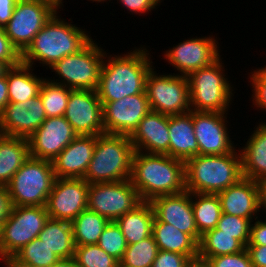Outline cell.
<instances>
[{
    "label": "cell",
    "instance_id": "obj_1",
    "mask_svg": "<svg viewBox=\"0 0 266 267\" xmlns=\"http://www.w3.org/2000/svg\"><path fill=\"white\" fill-rule=\"evenodd\" d=\"M142 201L186 190L185 162L165 154L135 151L130 177Z\"/></svg>",
    "mask_w": 266,
    "mask_h": 267
},
{
    "label": "cell",
    "instance_id": "obj_2",
    "mask_svg": "<svg viewBox=\"0 0 266 267\" xmlns=\"http://www.w3.org/2000/svg\"><path fill=\"white\" fill-rule=\"evenodd\" d=\"M145 50L136 49L124 57L112 56L108 63L103 61L96 89L102 104L146 93V79L152 65Z\"/></svg>",
    "mask_w": 266,
    "mask_h": 267
},
{
    "label": "cell",
    "instance_id": "obj_3",
    "mask_svg": "<svg viewBox=\"0 0 266 267\" xmlns=\"http://www.w3.org/2000/svg\"><path fill=\"white\" fill-rule=\"evenodd\" d=\"M55 13L21 54V62L32 67L33 60L49 68L65 56L75 54L91 40L85 31L58 19ZM42 61V62H41Z\"/></svg>",
    "mask_w": 266,
    "mask_h": 267
},
{
    "label": "cell",
    "instance_id": "obj_4",
    "mask_svg": "<svg viewBox=\"0 0 266 267\" xmlns=\"http://www.w3.org/2000/svg\"><path fill=\"white\" fill-rule=\"evenodd\" d=\"M238 152L224 155H196L185 162V186L191 193L217 194L242 177Z\"/></svg>",
    "mask_w": 266,
    "mask_h": 267
},
{
    "label": "cell",
    "instance_id": "obj_5",
    "mask_svg": "<svg viewBox=\"0 0 266 267\" xmlns=\"http://www.w3.org/2000/svg\"><path fill=\"white\" fill-rule=\"evenodd\" d=\"M134 152L128 135H97L93 157L83 179L89 184L130 179Z\"/></svg>",
    "mask_w": 266,
    "mask_h": 267
},
{
    "label": "cell",
    "instance_id": "obj_6",
    "mask_svg": "<svg viewBox=\"0 0 266 267\" xmlns=\"http://www.w3.org/2000/svg\"><path fill=\"white\" fill-rule=\"evenodd\" d=\"M55 180L51 161L29 159L6 185L12 206H46Z\"/></svg>",
    "mask_w": 266,
    "mask_h": 267
},
{
    "label": "cell",
    "instance_id": "obj_7",
    "mask_svg": "<svg viewBox=\"0 0 266 267\" xmlns=\"http://www.w3.org/2000/svg\"><path fill=\"white\" fill-rule=\"evenodd\" d=\"M220 60L219 57L212 64L195 70L187 76L191 110L226 113L232 91L229 81L225 79L222 72Z\"/></svg>",
    "mask_w": 266,
    "mask_h": 267
},
{
    "label": "cell",
    "instance_id": "obj_8",
    "mask_svg": "<svg viewBox=\"0 0 266 267\" xmlns=\"http://www.w3.org/2000/svg\"><path fill=\"white\" fill-rule=\"evenodd\" d=\"M49 219L46 206H12L1 225V259L8 262L20 249L38 238Z\"/></svg>",
    "mask_w": 266,
    "mask_h": 267
},
{
    "label": "cell",
    "instance_id": "obj_9",
    "mask_svg": "<svg viewBox=\"0 0 266 267\" xmlns=\"http://www.w3.org/2000/svg\"><path fill=\"white\" fill-rule=\"evenodd\" d=\"M99 48L91 40L79 52L65 56L56 62L50 68L63 78L64 83L57 80L55 83L69 87L71 90H96L105 57L102 49Z\"/></svg>",
    "mask_w": 266,
    "mask_h": 267
},
{
    "label": "cell",
    "instance_id": "obj_10",
    "mask_svg": "<svg viewBox=\"0 0 266 267\" xmlns=\"http://www.w3.org/2000/svg\"><path fill=\"white\" fill-rule=\"evenodd\" d=\"M153 70L152 68L148 73L145 88L150 109L167 115L190 112V91L187 76H156Z\"/></svg>",
    "mask_w": 266,
    "mask_h": 267
},
{
    "label": "cell",
    "instance_id": "obj_11",
    "mask_svg": "<svg viewBox=\"0 0 266 267\" xmlns=\"http://www.w3.org/2000/svg\"><path fill=\"white\" fill-rule=\"evenodd\" d=\"M57 10L41 0H18L4 27L13 46L22 54Z\"/></svg>",
    "mask_w": 266,
    "mask_h": 267
},
{
    "label": "cell",
    "instance_id": "obj_12",
    "mask_svg": "<svg viewBox=\"0 0 266 267\" xmlns=\"http://www.w3.org/2000/svg\"><path fill=\"white\" fill-rule=\"evenodd\" d=\"M131 180L89 184L88 208L109 221H115L142 203Z\"/></svg>",
    "mask_w": 266,
    "mask_h": 267
},
{
    "label": "cell",
    "instance_id": "obj_13",
    "mask_svg": "<svg viewBox=\"0 0 266 267\" xmlns=\"http://www.w3.org/2000/svg\"><path fill=\"white\" fill-rule=\"evenodd\" d=\"M88 187L83 178H55L46 204L49 218L72 222L88 208Z\"/></svg>",
    "mask_w": 266,
    "mask_h": 267
},
{
    "label": "cell",
    "instance_id": "obj_14",
    "mask_svg": "<svg viewBox=\"0 0 266 267\" xmlns=\"http://www.w3.org/2000/svg\"><path fill=\"white\" fill-rule=\"evenodd\" d=\"M64 117L77 135L105 133L103 105L96 90H72Z\"/></svg>",
    "mask_w": 266,
    "mask_h": 267
},
{
    "label": "cell",
    "instance_id": "obj_15",
    "mask_svg": "<svg viewBox=\"0 0 266 267\" xmlns=\"http://www.w3.org/2000/svg\"><path fill=\"white\" fill-rule=\"evenodd\" d=\"M103 105L105 133L130 136L151 110L146 93L134 94Z\"/></svg>",
    "mask_w": 266,
    "mask_h": 267
},
{
    "label": "cell",
    "instance_id": "obj_16",
    "mask_svg": "<svg viewBox=\"0 0 266 267\" xmlns=\"http://www.w3.org/2000/svg\"><path fill=\"white\" fill-rule=\"evenodd\" d=\"M77 136L64 116L48 117L27 138L30 157L52 161Z\"/></svg>",
    "mask_w": 266,
    "mask_h": 267
},
{
    "label": "cell",
    "instance_id": "obj_17",
    "mask_svg": "<svg viewBox=\"0 0 266 267\" xmlns=\"http://www.w3.org/2000/svg\"><path fill=\"white\" fill-rule=\"evenodd\" d=\"M224 114L193 110V126L199 155H224L235 151L227 133Z\"/></svg>",
    "mask_w": 266,
    "mask_h": 267
},
{
    "label": "cell",
    "instance_id": "obj_18",
    "mask_svg": "<svg viewBox=\"0 0 266 267\" xmlns=\"http://www.w3.org/2000/svg\"><path fill=\"white\" fill-rule=\"evenodd\" d=\"M192 200L191 192L185 190L178 194L155 197L150 203L158 221L172 224L199 244L202 235L196 227Z\"/></svg>",
    "mask_w": 266,
    "mask_h": 267
},
{
    "label": "cell",
    "instance_id": "obj_19",
    "mask_svg": "<svg viewBox=\"0 0 266 267\" xmlns=\"http://www.w3.org/2000/svg\"><path fill=\"white\" fill-rule=\"evenodd\" d=\"M46 112L38 95L25 102L8 103L0 113L3 135L28 138L45 121Z\"/></svg>",
    "mask_w": 266,
    "mask_h": 267
},
{
    "label": "cell",
    "instance_id": "obj_20",
    "mask_svg": "<svg viewBox=\"0 0 266 267\" xmlns=\"http://www.w3.org/2000/svg\"><path fill=\"white\" fill-rule=\"evenodd\" d=\"M215 42L216 40L211 37L192 38L173 47L166 52L165 56L182 75L188 76L191 72L212 64L220 57Z\"/></svg>",
    "mask_w": 266,
    "mask_h": 267
},
{
    "label": "cell",
    "instance_id": "obj_21",
    "mask_svg": "<svg viewBox=\"0 0 266 267\" xmlns=\"http://www.w3.org/2000/svg\"><path fill=\"white\" fill-rule=\"evenodd\" d=\"M97 136L78 135L51 162L55 178H84Z\"/></svg>",
    "mask_w": 266,
    "mask_h": 267
},
{
    "label": "cell",
    "instance_id": "obj_22",
    "mask_svg": "<svg viewBox=\"0 0 266 267\" xmlns=\"http://www.w3.org/2000/svg\"><path fill=\"white\" fill-rule=\"evenodd\" d=\"M129 137L135 151L169 156L168 115L150 110Z\"/></svg>",
    "mask_w": 266,
    "mask_h": 267
},
{
    "label": "cell",
    "instance_id": "obj_23",
    "mask_svg": "<svg viewBox=\"0 0 266 267\" xmlns=\"http://www.w3.org/2000/svg\"><path fill=\"white\" fill-rule=\"evenodd\" d=\"M222 213L247 218L259 211L257 182L242 177L238 182L217 193Z\"/></svg>",
    "mask_w": 266,
    "mask_h": 267
},
{
    "label": "cell",
    "instance_id": "obj_24",
    "mask_svg": "<svg viewBox=\"0 0 266 267\" xmlns=\"http://www.w3.org/2000/svg\"><path fill=\"white\" fill-rule=\"evenodd\" d=\"M169 156L186 162L199 155L194 133L193 110L184 114L168 115Z\"/></svg>",
    "mask_w": 266,
    "mask_h": 267
},
{
    "label": "cell",
    "instance_id": "obj_25",
    "mask_svg": "<svg viewBox=\"0 0 266 267\" xmlns=\"http://www.w3.org/2000/svg\"><path fill=\"white\" fill-rule=\"evenodd\" d=\"M152 236L159 250L187 255L190 259L198 257V243L172 224L154 218Z\"/></svg>",
    "mask_w": 266,
    "mask_h": 267
},
{
    "label": "cell",
    "instance_id": "obj_26",
    "mask_svg": "<svg viewBox=\"0 0 266 267\" xmlns=\"http://www.w3.org/2000/svg\"><path fill=\"white\" fill-rule=\"evenodd\" d=\"M155 214L150 202L143 201L134 210L115 220L127 245L137 243L152 235Z\"/></svg>",
    "mask_w": 266,
    "mask_h": 267
},
{
    "label": "cell",
    "instance_id": "obj_27",
    "mask_svg": "<svg viewBox=\"0 0 266 267\" xmlns=\"http://www.w3.org/2000/svg\"><path fill=\"white\" fill-rule=\"evenodd\" d=\"M29 157L27 138L3 135L0 138V185L6 186Z\"/></svg>",
    "mask_w": 266,
    "mask_h": 267
},
{
    "label": "cell",
    "instance_id": "obj_28",
    "mask_svg": "<svg viewBox=\"0 0 266 267\" xmlns=\"http://www.w3.org/2000/svg\"><path fill=\"white\" fill-rule=\"evenodd\" d=\"M241 151L243 177L257 181L266 177V124L258 125Z\"/></svg>",
    "mask_w": 266,
    "mask_h": 267
},
{
    "label": "cell",
    "instance_id": "obj_29",
    "mask_svg": "<svg viewBox=\"0 0 266 267\" xmlns=\"http://www.w3.org/2000/svg\"><path fill=\"white\" fill-rule=\"evenodd\" d=\"M29 65L20 63L6 70L9 103L25 102L39 95L44 79L30 73Z\"/></svg>",
    "mask_w": 266,
    "mask_h": 267
},
{
    "label": "cell",
    "instance_id": "obj_30",
    "mask_svg": "<svg viewBox=\"0 0 266 267\" xmlns=\"http://www.w3.org/2000/svg\"><path fill=\"white\" fill-rule=\"evenodd\" d=\"M38 238L60 259L74 256L75 243L71 222L49 218Z\"/></svg>",
    "mask_w": 266,
    "mask_h": 267
},
{
    "label": "cell",
    "instance_id": "obj_31",
    "mask_svg": "<svg viewBox=\"0 0 266 267\" xmlns=\"http://www.w3.org/2000/svg\"><path fill=\"white\" fill-rule=\"evenodd\" d=\"M109 220L90 210H83L72 222L75 245L97 244Z\"/></svg>",
    "mask_w": 266,
    "mask_h": 267
},
{
    "label": "cell",
    "instance_id": "obj_32",
    "mask_svg": "<svg viewBox=\"0 0 266 267\" xmlns=\"http://www.w3.org/2000/svg\"><path fill=\"white\" fill-rule=\"evenodd\" d=\"M245 247L232 235L221 233L217 228L206 231L198 244V257L206 260L227 254H236Z\"/></svg>",
    "mask_w": 266,
    "mask_h": 267
},
{
    "label": "cell",
    "instance_id": "obj_33",
    "mask_svg": "<svg viewBox=\"0 0 266 267\" xmlns=\"http://www.w3.org/2000/svg\"><path fill=\"white\" fill-rule=\"evenodd\" d=\"M197 201H192L194 219L198 232L203 235L206 231L217 227L222 215L221 203L217 194L191 193Z\"/></svg>",
    "mask_w": 266,
    "mask_h": 267
},
{
    "label": "cell",
    "instance_id": "obj_34",
    "mask_svg": "<svg viewBox=\"0 0 266 267\" xmlns=\"http://www.w3.org/2000/svg\"><path fill=\"white\" fill-rule=\"evenodd\" d=\"M60 258L39 238L33 239L9 261L13 267H51Z\"/></svg>",
    "mask_w": 266,
    "mask_h": 267
},
{
    "label": "cell",
    "instance_id": "obj_35",
    "mask_svg": "<svg viewBox=\"0 0 266 267\" xmlns=\"http://www.w3.org/2000/svg\"><path fill=\"white\" fill-rule=\"evenodd\" d=\"M71 91L69 87L55 83V80L46 81L44 79L39 96L41 97L47 118L64 116Z\"/></svg>",
    "mask_w": 266,
    "mask_h": 267
},
{
    "label": "cell",
    "instance_id": "obj_36",
    "mask_svg": "<svg viewBox=\"0 0 266 267\" xmlns=\"http://www.w3.org/2000/svg\"><path fill=\"white\" fill-rule=\"evenodd\" d=\"M158 251V246L151 235L137 243L127 245L119 267H152Z\"/></svg>",
    "mask_w": 266,
    "mask_h": 267
},
{
    "label": "cell",
    "instance_id": "obj_37",
    "mask_svg": "<svg viewBox=\"0 0 266 267\" xmlns=\"http://www.w3.org/2000/svg\"><path fill=\"white\" fill-rule=\"evenodd\" d=\"M73 258L78 267H119V262L97 244L75 245Z\"/></svg>",
    "mask_w": 266,
    "mask_h": 267
},
{
    "label": "cell",
    "instance_id": "obj_38",
    "mask_svg": "<svg viewBox=\"0 0 266 267\" xmlns=\"http://www.w3.org/2000/svg\"><path fill=\"white\" fill-rule=\"evenodd\" d=\"M97 245L118 262L121 261L127 248L125 237L115 221H109L105 226Z\"/></svg>",
    "mask_w": 266,
    "mask_h": 267
},
{
    "label": "cell",
    "instance_id": "obj_39",
    "mask_svg": "<svg viewBox=\"0 0 266 267\" xmlns=\"http://www.w3.org/2000/svg\"><path fill=\"white\" fill-rule=\"evenodd\" d=\"M251 222L247 218L222 213L216 228L221 233L232 235L246 248L250 239Z\"/></svg>",
    "mask_w": 266,
    "mask_h": 267
},
{
    "label": "cell",
    "instance_id": "obj_40",
    "mask_svg": "<svg viewBox=\"0 0 266 267\" xmlns=\"http://www.w3.org/2000/svg\"><path fill=\"white\" fill-rule=\"evenodd\" d=\"M206 260L211 267H253L246 248L236 254L209 257Z\"/></svg>",
    "mask_w": 266,
    "mask_h": 267
},
{
    "label": "cell",
    "instance_id": "obj_41",
    "mask_svg": "<svg viewBox=\"0 0 266 267\" xmlns=\"http://www.w3.org/2000/svg\"><path fill=\"white\" fill-rule=\"evenodd\" d=\"M0 61L8 68L17 66L21 63V54L13 46L6 35L4 27L0 26Z\"/></svg>",
    "mask_w": 266,
    "mask_h": 267
},
{
    "label": "cell",
    "instance_id": "obj_42",
    "mask_svg": "<svg viewBox=\"0 0 266 267\" xmlns=\"http://www.w3.org/2000/svg\"><path fill=\"white\" fill-rule=\"evenodd\" d=\"M190 260L187 255L159 250L152 267H186Z\"/></svg>",
    "mask_w": 266,
    "mask_h": 267
},
{
    "label": "cell",
    "instance_id": "obj_43",
    "mask_svg": "<svg viewBox=\"0 0 266 267\" xmlns=\"http://www.w3.org/2000/svg\"><path fill=\"white\" fill-rule=\"evenodd\" d=\"M251 81L255 92L253 103L266 110V66L259 71H254Z\"/></svg>",
    "mask_w": 266,
    "mask_h": 267
},
{
    "label": "cell",
    "instance_id": "obj_44",
    "mask_svg": "<svg viewBox=\"0 0 266 267\" xmlns=\"http://www.w3.org/2000/svg\"><path fill=\"white\" fill-rule=\"evenodd\" d=\"M254 225V226H253ZM248 245L266 246V221L257 220L250 226V239Z\"/></svg>",
    "mask_w": 266,
    "mask_h": 267
},
{
    "label": "cell",
    "instance_id": "obj_45",
    "mask_svg": "<svg viewBox=\"0 0 266 267\" xmlns=\"http://www.w3.org/2000/svg\"><path fill=\"white\" fill-rule=\"evenodd\" d=\"M129 11L136 13L148 12L158 5L159 0H120Z\"/></svg>",
    "mask_w": 266,
    "mask_h": 267
},
{
    "label": "cell",
    "instance_id": "obj_46",
    "mask_svg": "<svg viewBox=\"0 0 266 267\" xmlns=\"http://www.w3.org/2000/svg\"><path fill=\"white\" fill-rule=\"evenodd\" d=\"M246 249L250 255L253 267H266L265 245H247Z\"/></svg>",
    "mask_w": 266,
    "mask_h": 267
},
{
    "label": "cell",
    "instance_id": "obj_47",
    "mask_svg": "<svg viewBox=\"0 0 266 267\" xmlns=\"http://www.w3.org/2000/svg\"><path fill=\"white\" fill-rule=\"evenodd\" d=\"M11 201L6 186L0 185V225L9 217Z\"/></svg>",
    "mask_w": 266,
    "mask_h": 267
},
{
    "label": "cell",
    "instance_id": "obj_48",
    "mask_svg": "<svg viewBox=\"0 0 266 267\" xmlns=\"http://www.w3.org/2000/svg\"><path fill=\"white\" fill-rule=\"evenodd\" d=\"M18 0H0V26L5 27L11 19Z\"/></svg>",
    "mask_w": 266,
    "mask_h": 267
},
{
    "label": "cell",
    "instance_id": "obj_49",
    "mask_svg": "<svg viewBox=\"0 0 266 267\" xmlns=\"http://www.w3.org/2000/svg\"><path fill=\"white\" fill-rule=\"evenodd\" d=\"M8 103V84L5 72V74L0 77V113L5 109Z\"/></svg>",
    "mask_w": 266,
    "mask_h": 267
},
{
    "label": "cell",
    "instance_id": "obj_50",
    "mask_svg": "<svg viewBox=\"0 0 266 267\" xmlns=\"http://www.w3.org/2000/svg\"><path fill=\"white\" fill-rule=\"evenodd\" d=\"M257 182L259 208H265L266 210V177H263Z\"/></svg>",
    "mask_w": 266,
    "mask_h": 267
},
{
    "label": "cell",
    "instance_id": "obj_51",
    "mask_svg": "<svg viewBox=\"0 0 266 267\" xmlns=\"http://www.w3.org/2000/svg\"><path fill=\"white\" fill-rule=\"evenodd\" d=\"M51 267H78V264L72 257V258H66V259H59Z\"/></svg>",
    "mask_w": 266,
    "mask_h": 267
},
{
    "label": "cell",
    "instance_id": "obj_52",
    "mask_svg": "<svg viewBox=\"0 0 266 267\" xmlns=\"http://www.w3.org/2000/svg\"><path fill=\"white\" fill-rule=\"evenodd\" d=\"M186 267H211L207 260H204L202 258H194L189 261Z\"/></svg>",
    "mask_w": 266,
    "mask_h": 267
},
{
    "label": "cell",
    "instance_id": "obj_53",
    "mask_svg": "<svg viewBox=\"0 0 266 267\" xmlns=\"http://www.w3.org/2000/svg\"><path fill=\"white\" fill-rule=\"evenodd\" d=\"M41 1L48 2L49 4H51L57 10L60 7V4H62V2H61L62 0H41Z\"/></svg>",
    "mask_w": 266,
    "mask_h": 267
},
{
    "label": "cell",
    "instance_id": "obj_54",
    "mask_svg": "<svg viewBox=\"0 0 266 267\" xmlns=\"http://www.w3.org/2000/svg\"><path fill=\"white\" fill-rule=\"evenodd\" d=\"M7 69L8 67L3 62L0 61V77L5 74Z\"/></svg>",
    "mask_w": 266,
    "mask_h": 267
},
{
    "label": "cell",
    "instance_id": "obj_55",
    "mask_svg": "<svg viewBox=\"0 0 266 267\" xmlns=\"http://www.w3.org/2000/svg\"><path fill=\"white\" fill-rule=\"evenodd\" d=\"M0 258H1V225H0Z\"/></svg>",
    "mask_w": 266,
    "mask_h": 267
},
{
    "label": "cell",
    "instance_id": "obj_56",
    "mask_svg": "<svg viewBox=\"0 0 266 267\" xmlns=\"http://www.w3.org/2000/svg\"><path fill=\"white\" fill-rule=\"evenodd\" d=\"M3 136V132H2V129H1V123H0V138Z\"/></svg>",
    "mask_w": 266,
    "mask_h": 267
},
{
    "label": "cell",
    "instance_id": "obj_57",
    "mask_svg": "<svg viewBox=\"0 0 266 267\" xmlns=\"http://www.w3.org/2000/svg\"><path fill=\"white\" fill-rule=\"evenodd\" d=\"M6 267H13L11 264H9L8 262H5Z\"/></svg>",
    "mask_w": 266,
    "mask_h": 267
},
{
    "label": "cell",
    "instance_id": "obj_58",
    "mask_svg": "<svg viewBox=\"0 0 266 267\" xmlns=\"http://www.w3.org/2000/svg\"><path fill=\"white\" fill-rule=\"evenodd\" d=\"M91 1H97V2H101V1H105V0H91Z\"/></svg>",
    "mask_w": 266,
    "mask_h": 267
}]
</instances>
